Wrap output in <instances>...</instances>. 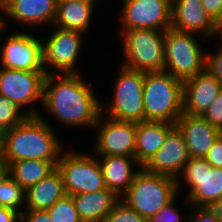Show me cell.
<instances>
[{"label":"cell","instance_id":"obj_1","mask_svg":"<svg viewBox=\"0 0 222 222\" xmlns=\"http://www.w3.org/2000/svg\"><path fill=\"white\" fill-rule=\"evenodd\" d=\"M83 81L80 74L46 75L42 104L68 126L94 127L102 114V104L95 91Z\"/></svg>","mask_w":222,"mask_h":222},{"label":"cell","instance_id":"obj_2","mask_svg":"<svg viewBox=\"0 0 222 222\" xmlns=\"http://www.w3.org/2000/svg\"><path fill=\"white\" fill-rule=\"evenodd\" d=\"M55 130L42 116H28L2 133L3 157L7 163L26 159L59 161L62 146Z\"/></svg>","mask_w":222,"mask_h":222},{"label":"cell","instance_id":"obj_3","mask_svg":"<svg viewBox=\"0 0 222 222\" xmlns=\"http://www.w3.org/2000/svg\"><path fill=\"white\" fill-rule=\"evenodd\" d=\"M143 108L145 121L175 124L183 113V81L165 71L146 72Z\"/></svg>","mask_w":222,"mask_h":222},{"label":"cell","instance_id":"obj_4","mask_svg":"<svg viewBox=\"0 0 222 222\" xmlns=\"http://www.w3.org/2000/svg\"><path fill=\"white\" fill-rule=\"evenodd\" d=\"M177 192L176 179L141 168L120 200L148 219L171 202L179 194Z\"/></svg>","mask_w":222,"mask_h":222},{"label":"cell","instance_id":"obj_5","mask_svg":"<svg viewBox=\"0 0 222 222\" xmlns=\"http://www.w3.org/2000/svg\"><path fill=\"white\" fill-rule=\"evenodd\" d=\"M165 33L154 29L122 30L126 61L121 65L145 73L165 71Z\"/></svg>","mask_w":222,"mask_h":222},{"label":"cell","instance_id":"obj_6","mask_svg":"<svg viewBox=\"0 0 222 222\" xmlns=\"http://www.w3.org/2000/svg\"><path fill=\"white\" fill-rule=\"evenodd\" d=\"M165 72L182 81L206 69V53L192 33L169 28L164 38Z\"/></svg>","mask_w":222,"mask_h":222},{"label":"cell","instance_id":"obj_7","mask_svg":"<svg viewBox=\"0 0 222 222\" xmlns=\"http://www.w3.org/2000/svg\"><path fill=\"white\" fill-rule=\"evenodd\" d=\"M110 107L104 110L109 117L121 121L143 122V90L145 72L135 71L121 65ZM109 111V112H108Z\"/></svg>","mask_w":222,"mask_h":222},{"label":"cell","instance_id":"obj_8","mask_svg":"<svg viewBox=\"0 0 222 222\" xmlns=\"http://www.w3.org/2000/svg\"><path fill=\"white\" fill-rule=\"evenodd\" d=\"M57 169L61 173L66 195L107 189L97 157L68 151L60 154Z\"/></svg>","mask_w":222,"mask_h":222},{"label":"cell","instance_id":"obj_9","mask_svg":"<svg viewBox=\"0 0 222 222\" xmlns=\"http://www.w3.org/2000/svg\"><path fill=\"white\" fill-rule=\"evenodd\" d=\"M181 175L191 187L187 193L191 207H213L222 196V168L211 167L205 158L188 159L176 179L178 191Z\"/></svg>","mask_w":222,"mask_h":222},{"label":"cell","instance_id":"obj_10","mask_svg":"<svg viewBox=\"0 0 222 222\" xmlns=\"http://www.w3.org/2000/svg\"><path fill=\"white\" fill-rule=\"evenodd\" d=\"M48 40H42L43 67L46 74H57L46 70L50 66L59 74H79L75 65L79 58L83 33L72 30L55 28Z\"/></svg>","mask_w":222,"mask_h":222},{"label":"cell","instance_id":"obj_11","mask_svg":"<svg viewBox=\"0 0 222 222\" xmlns=\"http://www.w3.org/2000/svg\"><path fill=\"white\" fill-rule=\"evenodd\" d=\"M172 3L169 0H123L122 30L171 28Z\"/></svg>","mask_w":222,"mask_h":222},{"label":"cell","instance_id":"obj_12","mask_svg":"<svg viewBox=\"0 0 222 222\" xmlns=\"http://www.w3.org/2000/svg\"><path fill=\"white\" fill-rule=\"evenodd\" d=\"M103 116L100 115L94 126L98 128L95 153L100 156L135 157L136 123L111 117L103 123Z\"/></svg>","mask_w":222,"mask_h":222},{"label":"cell","instance_id":"obj_13","mask_svg":"<svg viewBox=\"0 0 222 222\" xmlns=\"http://www.w3.org/2000/svg\"><path fill=\"white\" fill-rule=\"evenodd\" d=\"M46 75L45 71H21L1 68L0 95L15 103L20 109L35 100L43 103Z\"/></svg>","mask_w":222,"mask_h":222},{"label":"cell","instance_id":"obj_14","mask_svg":"<svg viewBox=\"0 0 222 222\" xmlns=\"http://www.w3.org/2000/svg\"><path fill=\"white\" fill-rule=\"evenodd\" d=\"M1 49V66L21 71H44L42 40L26 33H13Z\"/></svg>","mask_w":222,"mask_h":222},{"label":"cell","instance_id":"obj_15","mask_svg":"<svg viewBox=\"0 0 222 222\" xmlns=\"http://www.w3.org/2000/svg\"><path fill=\"white\" fill-rule=\"evenodd\" d=\"M189 158L183 134L175 126L167 134L164 144L142 168L152 174L177 179Z\"/></svg>","mask_w":222,"mask_h":222},{"label":"cell","instance_id":"obj_16","mask_svg":"<svg viewBox=\"0 0 222 222\" xmlns=\"http://www.w3.org/2000/svg\"><path fill=\"white\" fill-rule=\"evenodd\" d=\"M221 90V84L207 69L184 80L183 113L203 116Z\"/></svg>","mask_w":222,"mask_h":222},{"label":"cell","instance_id":"obj_17","mask_svg":"<svg viewBox=\"0 0 222 222\" xmlns=\"http://www.w3.org/2000/svg\"><path fill=\"white\" fill-rule=\"evenodd\" d=\"M175 126L183 134L189 156L205 158L222 131L212 126L203 116L182 113Z\"/></svg>","mask_w":222,"mask_h":222},{"label":"cell","instance_id":"obj_18","mask_svg":"<svg viewBox=\"0 0 222 222\" xmlns=\"http://www.w3.org/2000/svg\"><path fill=\"white\" fill-rule=\"evenodd\" d=\"M171 28L192 34L200 31L205 38L217 34V23L205 12L202 0H174Z\"/></svg>","mask_w":222,"mask_h":222},{"label":"cell","instance_id":"obj_19","mask_svg":"<svg viewBox=\"0 0 222 222\" xmlns=\"http://www.w3.org/2000/svg\"><path fill=\"white\" fill-rule=\"evenodd\" d=\"M57 0H9L2 10L9 18L30 27L52 23L55 20Z\"/></svg>","mask_w":222,"mask_h":222},{"label":"cell","instance_id":"obj_20","mask_svg":"<svg viewBox=\"0 0 222 222\" xmlns=\"http://www.w3.org/2000/svg\"><path fill=\"white\" fill-rule=\"evenodd\" d=\"M99 165L102 170L105 185L108 190L113 191L119 198L129 189L135 175L142 168L135 157L130 156H101ZM136 163L137 170L132 166ZM139 169V170H138Z\"/></svg>","mask_w":222,"mask_h":222},{"label":"cell","instance_id":"obj_21","mask_svg":"<svg viewBox=\"0 0 222 222\" xmlns=\"http://www.w3.org/2000/svg\"><path fill=\"white\" fill-rule=\"evenodd\" d=\"M175 124L143 121L136 123L135 158L143 167L164 144L167 134Z\"/></svg>","mask_w":222,"mask_h":222},{"label":"cell","instance_id":"obj_22","mask_svg":"<svg viewBox=\"0 0 222 222\" xmlns=\"http://www.w3.org/2000/svg\"><path fill=\"white\" fill-rule=\"evenodd\" d=\"M73 197L76 210L83 222H104L107 214L120 198L111 190L80 193Z\"/></svg>","mask_w":222,"mask_h":222},{"label":"cell","instance_id":"obj_23","mask_svg":"<svg viewBox=\"0 0 222 222\" xmlns=\"http://www.w3.org/2000/svg\"><path fill=\"white\" fill-rule=\"evenodd\" d=\"M65 195L63 179L60 171L56 168L26 190L25 209L48 210Z\"/></svg>","mask_w":222,"mask_h":222},{"label":"cell","instance_id":"obj_24","mask_svg":"<svg viewBox=\"0 0 222 222\" xmlns=\"http://www.w3.org/2000/svg\"><path fill=\"white\" fill-rule=\"evenodd\" d=\"M94 5L81 0H57L53 24L60 29L87 32L92 20Z\"/></svg>","mask_w":222,"mask_h":222},{"label":"cell","instance_id":"obj_25","mask_svg":"<svg viewBox=\"0 0 222 222\" xmlns=\"http://www.w3.org/2000/svg\"><path fill=\"white\" fill-rule=\"evenodd\" d=\"M57 163L38 159L10 162L9 175L26 191L53 172Z\"/></svg>","mask_w":222,"mask_h":222},{"label":"cell","instance_id":"obj_26","mask_svg":"<svg viewBox=\"0 0 222 222\" xmlns=\"http://www.w3.org/2000/svg\"><path fill=\"white\" fill-rule=\"evenodd\" d=\"M22 204L25 208L26 191L8 175L0 182V207L11 208L21 214L23 210L18 208Z\"/></svg>","mask_w":222,"mask_h":222},{"label":"cell","instance_id":"obj_27","mask_svg":"<svg viewBox=\"0 0 222 222\" xmlns=\"http://www.w3.org/2000/svg\"><path fill=\"white\" fill-rule=\"evenodd\" d=\"M20 108L5 96L0 95V132L10 130L21 124L28 116H39V112L31 111L21 113ZM20 112V113H19Z\"/></svg>","mask_w":222,"mask_h":222},{"label":"cell","instance_id":"obj_28","mask_svg":"<svg viewBox=\"0 0 222 222\" xmlns=\"http://www.w3.org/2000/svg\"><path fill=\"white\" fill-rule=\"evenodd\" d=\"M52 222H83L76 210L73 197L65 195L48 209Z\"/></svg>","mask_w":222,"mask_h":222},{"label":"cell","instance_id":"obj_29","mask_svg":"<svg viewBox=\"0 0 222 222\" xmlns=\"http://www.w3.org/2000/svg\"><path fill=\"white\" fill-rule=\"evenodd\" d=\"M104 222H147V219L119 200L107 214Z\"/></svg>","mask_w":222,"mask_h":222},{"label":"cell","instance_id":"obj_30","mask_svg":"<svg viewBox=\"0 0 222 222\" xmlns=\"http://www.w3.org/2000/svg\"><path fill=\"white\" fill-rule=\"evenodd\" d=\"M175 197L171 202L166 204L156 215H153L147 219V222H182L185 220L179 214L177 207L173 206L175 203Z\"/></svg>","mask_w":222,"mask_h":222},{"label":"cell","instance_id":"obj_31","mask_svg":"<svg viewBox=\"0 0 222 222\" xmlns=\"http://www.w3.org/2000/svg\"><path fill=\"white\" fill-rule=\"evenodd\" d=\"M203 117L214 127L222 131V90Z\"/></svg>","mask_w":222,"mask_h":222},{"label":"cell","instance_id":"obj_32","mask_svg":"<svg viewBox=\"0 0 222 222\" xmlns=\"http://www.w3.org/2000/svg\"><path fill=\"white\" fill-rule=\"evenodd\" d=\"M191 211L194 213L190 215L188 222H219L221 220L213 207L193 206Z\"/></svg>","mask_w":222,"mask_h":222},{"label":"cell","instance_id":"obj_33","mask_svg":"<svg viewBox=\"0 0 222 222\" xmlns=\"http://www.w3.org/2000/svg\"><path fill=\"white\" fill-rule=\"evenodd\" d=\"M206 69L222 86V47L215 54H206Z\"/></svg>","mask_w":222,"mask_h":222},{"label":"cell","instance_id":"obj_34","mask_svg":"<svg viewBox=\"0 0 222 222\" xmlns=\"http://www.w3.org/2000/svg\"><path fill=\"white\" fill-rule=\"evenodd\" d=\"M205 159L211 167L222 168V134L214 142Z\"/></svg>","mask_w":222,"mask_h":222},{"label":"cell","instance_id":"obj_35","mask_svg":"<svg viewBox=\"0 0 222 222\" xmlns=\"http://www.w3.org/2000/svg\"><path fill=\"white\" fill-rule=\"evenodd\" d=\"M21 217L25 222H52L48 210L24 209Z\"/></svg>","mask_w":222,"mask_h":222},{"label":"cell","instance_id":"obj_36","mask_svg":"<svg viewBox=\"0 0 222 222\" xmlns=\"http://www.w3.org/2000/svg\"><path fill=\"white\" fill-rule=\"evenodd\" d=\"M202 6L216 23L222 19V0H202Z\"/></svg>","mask_w":222,"mask_h":222},{"label":"cell","instance_id":"obj_37","mask_svg":"<svg viewBox=\"0 0 222 222\" xmlns=\"http://www.w3.org/2000/svg\"><path fill=\"white\" fill-rule=\"evenodd\" d=\"M21 214L11 208L0 207V222H16Z\"/></svg>","mask_w":222,"mask_h":222},{"label":"cell","instance_id":"obj_38","mask_svg":"<svg viewBox=\"0 0 222 222\" xmlns=\"http://www.w3.org/2000/svg\"><path fill=\"white\" fill-rule=\"evenodd\" d=\"M9 175V164L3 159L0 161V182Z\"/></svg>","mask_w":222,"mask_h":222},{"label":"cell","instance_id":"obj_39","mask_svg":"<svg viewBox=\"0 0 222 222\" xmlns=\"http://www.w3.org/2000/svg\"><path fill=\"white\" fill-rule=\"evenodd\" d=\"M216 212L220 215L222 219V196L219 198L218 202L213 206Z\"/></svg>","mask_w":222,"mask_h":222},{"label":"cell","instance_id":"obj_40","mask_svg":"<svg viewBox=\"0 0 222 222\" xmlns=\"http://www.w3.org/2000/svg\"><path fill=\"white\" fill-rule=\"evenodd\" d=\"M3 136L0 135V161L3 160Z\"/></svg>","mask_w":222,"mask_h":222},{"label":"cell","instance_id":"obj_41","mask_svg":"<svg viewBox=\"0 0 222 222\" xmlns=\"http://www.w3.org/2000/svg\"><path fill=\"white\" fill-rule=\"evenodd\" d=\"M9 3V0H0V11H2L7 4Z\"/></svg>","mask_w":222,"mask_h":222},{"label":"cell","instance_id":"obj_42","mask_svg":"<svg viewBox=\"0 0 222 222\" xmlns=\"http://www.w3.org/2000/svg\"><path fill=\"white\" fill-rule=\"evenodd\" d=\"M217 33H221L220 36L222 38V19L217 23Z\"/></svg>","mask_w":222,"mask_h":222},{"label":"cell","instance_id":"obj_43","mask_svg":"<svg viewBox=\"0 0 222 222\" xmlns=\"http://www.w3.org/2000/svg\"><path fill=\"white\" fill-rule=\"evenodd\" d=\"M3 18L2 17H0V32H2V30H4V27H5V21L4 20H2Z\"/></svg>","mask_w":222,"mask_h":222},{"label":"cell","instance_id":"obj_44","mask_svg":"<svg viewBox=\"0 0 222 222\" xmlns=\"http://www.w3.org/2000/svg\"><path fill=\"white\" fill-rule=\"evenodd\" d=\"M81 1H85V2H88V3H91V4H93L95 2L94 0H81Z\"/></svg>","mask_w":222,"mask_h":222},{"label":"cell","instance_id":"obj_45","mask_svg":"<svg viewBox=\"0 0 222 222\" xmlns=\"http://www.w3.org/2000/svg\"><path fill=\"white\" fill-rule=\"evenodd\" d=\"M21 219V220H20ZM23 219H22V217H20L19 219H17V221L16 222H25L24 220L22 221Z\"/></svg>","mask_w":222,"mask_h":222}]
</instances>
